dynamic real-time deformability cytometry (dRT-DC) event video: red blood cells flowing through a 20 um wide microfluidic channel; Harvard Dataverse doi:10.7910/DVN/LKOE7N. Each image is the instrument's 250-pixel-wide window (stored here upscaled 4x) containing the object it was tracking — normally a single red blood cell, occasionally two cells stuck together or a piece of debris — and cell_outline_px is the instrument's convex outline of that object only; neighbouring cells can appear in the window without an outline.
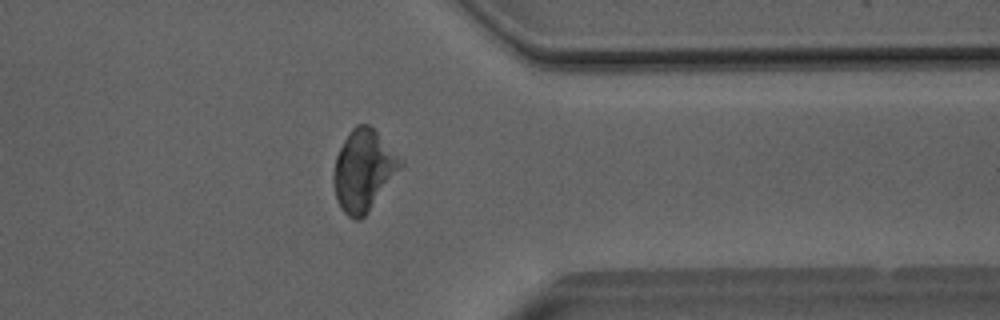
{"species": "Egyptian fruit bat (a non-hibernating species)", "species_latin": "Rousettus aegyptiacus", "temperature_condition": "room temperature", "stored_images_in_passage": 32, "camera_frame_rate_fps": 3000, "um_per_image_px": 0.085, "animal": {"sex": "male"}, "frame": {"image": 1, "passage_image": 27, "time_ms": 8.667, "image_size_px": [1000, 320], "cell_outline_px": [[404, 164], [368, 212], [360, 220], [356, 220], [348, 216], [340, 208], [336, 196], [332, 180], [332, 172], [336, 156], [344, 140], [352, 128], [356, 124], [368, 124], [404, 160]], "centroid_in_image_um": [30.88, 14.49], "position_along_channel_um": 380.5, "area_um2": 31.5}, "authors_computed_cell_mechanics": {"area_um2": 28.9578, "velocity_mm_per_s": 4.0768, "shape_relaxation_time_tau1_ms": 3.6202, "shape_relaxation_time_tau2_ms": 1.0587, "deformation_change_tau1": 0.09, "deformation_change_tau2": 0.0439}}